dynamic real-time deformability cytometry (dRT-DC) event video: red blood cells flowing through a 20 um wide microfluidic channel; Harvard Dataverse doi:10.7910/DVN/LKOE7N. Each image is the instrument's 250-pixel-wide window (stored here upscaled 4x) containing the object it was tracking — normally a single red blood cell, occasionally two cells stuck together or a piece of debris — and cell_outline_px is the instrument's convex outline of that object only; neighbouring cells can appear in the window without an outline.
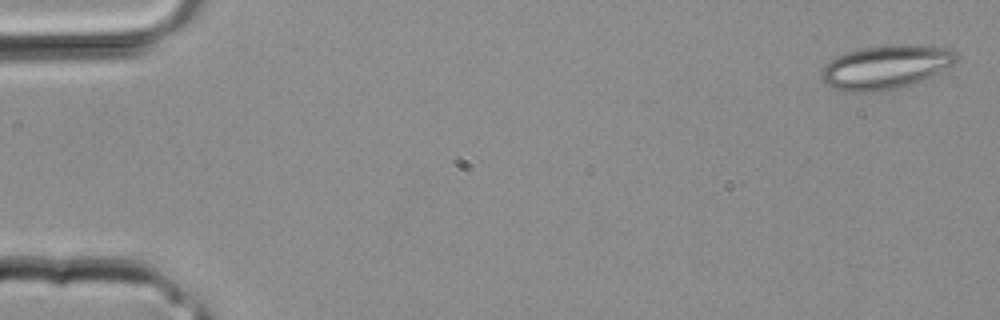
{"species": "common noctule bat (a hibernating species)", "species_latin": "Nyctalus noctula", "temperature_condition": "room temperature", "stored_images_in_passage": 33, "camera_frame_rate_fps": 3000, "um_per_image_px": 0.085, "animal": {"sex": "male", "body_mass_g": 20.4}, "frame": {"image": 1, "passage_image": 1, "time_ms": 0.0, "image_size_px": [1000, 320], "cell_outline_px": [[960, 56], [952, 64], [932, 76], [912, 84], [900, 88], [884, 92], [848, 92], [832, 88], [824, 84], [820, 76], [824, 64], [836, 56], [860, 48], [896, 44], [908, 44], [952, 48]], "centroid_in_image_um": [75.27, 5.71], "position_along_channel_um": 9.7, "area_um2": 34.97}}
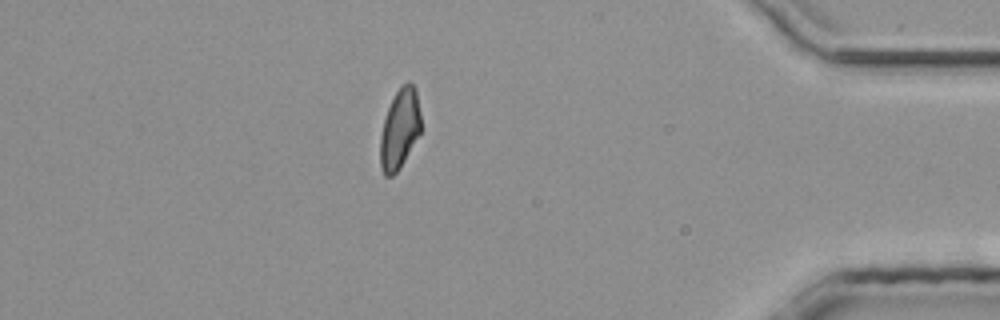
{"frame": {"image": 2, "passage_image": 29, "time_ms": 9.333, "image_size_px": [1000, 320], "cell_outline_px": [[420, 132], [400, 168], [392, 176], [384, 176], [380, 168], [380, 136], [384, 120], [388, 108], [396, 92], [408, 80], [416, 88], [420, 112]], "centroid_in_image_um": [33.96, 10.98], "position_along_channel_um": 401.2, "area_um2": 18.79}}